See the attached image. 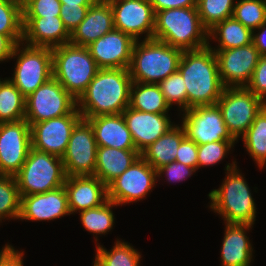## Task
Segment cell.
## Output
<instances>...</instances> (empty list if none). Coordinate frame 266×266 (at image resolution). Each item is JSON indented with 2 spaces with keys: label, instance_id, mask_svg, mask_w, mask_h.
I'll list each match as a JSON object with an SVG mask.
<instances>
[{
  "label": "cell",
  "instance_id": "4316f807",
  "mask_svg": "<svg viewBox=\"0 0 266 266\" xmlns=\"http://www.w3.org/2000/svg\"><path fill=\"white\" fill-rule=\"evenodd\" d=\"M186 137L184 128L174 125L154 143L150 144L141 153V157L150 164L156 171L175 161L178 147Z\"/></svg>",
  "mask_w": 266,
  "mask_h": 266
},
{
  "label": "cell",
  "instance_id": "ac0fdd59",
  "mask_svg": "<svg viewBox=\"0 0 266 266\" xmlns=\"http://www.w3.org/2000/svg\"><path fill=\"white\" fill-rule=\"evenodd\" d=\"M135 39L113 29L87 46L99 69H129Z\"/></svg>",
  "mask_w": 266,
  "mask_h": 266
},
{
  "label": "cell",
  "instance_id": "277c9868",
  "mask_svg": "<svg viewBox=\"0 0 266 266\" xmlns=\"http://www.w3.org/2000/svg\"><path fill=\"white\" fill-rule=\"evenodd\" d=\"M225 169L227 175L220 188L208 194L210 208L223 216L225 223L254 225L256 204L246 180L237 169L235 161L228 163Z\"/></svg>",
  "mask_w": 266,
  "mask_h": 266
},
{
  "label": "cell",
  "instance_id": "681fc988",
  "mask_svg": "<svg viewBox=\"0 0 266 266\" xmlns=\"http://www.w3.org/2000/svg\"><path fill=\"white\" fill-rule=\"evenodd\" d=\"M62 5L77 6V5H92L96 0H59Z\"/></svg>",
  "mask_w": 266,
  "mask_h": 266
},
{
  "label": "cell",
  "instance_id": "d6a6232c",
  "mask_svg": "<svg viewBox=\"0 0 266 266\" xmlns=\"http://www.w3.org/2000/svg\"><path fill=\"white\" fill-rule=\"evenodd\" d=\"M115 206L118 205L108 199L99 207L81 211L79 212L81 223L87 231L96 235H105L114 225L115 218L111 209Z\"/></svg>",
  "mask_w": 266,
  "mask_h": 266
},
{
  "label": "cell",
  "instance_id": "ffe728a7",
  "mask_svg": "<svg viewBox=\"0 0 266 266\" xmlns=\"http://www.w3.org/2000/svg\"><path fill=\"white\" fill-rule=\"evenodd\" d=\"M70 214L64 186L40 194L21 196V220L49 221Z\"/></svg>",
  "mask_w": 266,
  "mask_h": 266
},
{
  "label": "cell",
  "instance_id": "bcb514c9",
  "mask_svg": "<svg viewBox=\"0 0 266 266\" xmlns=\"http://www.w3.org/2000/svg\"><path fill=\"white\" fill-rule=\"evenodd\" d=\"M154 12L174 8L197 7V0H149Z\"/></svg>",
  "mask_w": 266,
  "mask_h": 266
},
{
  "label": "cell",
  "instance_id": "1f68e13d",
  "mask_svg": "<svg viewBox=\"0 0 266 266\" xmlns=\"http://www.w3.org/2000/svg\"><path fill=\"white\" fill-rule=\"evenodd\" d=\"M98 244L93 266H139L141 254L128 242L116 240L110 251Z\"/></svg>",
  "mask_w": 266,
  "mask_h": 266
},
{
  "label": "cell",
  "instance_id": "60d3db41",
  "mask_svg": "<svg viewBox=\"0 0 266 266\" xmlns=\"http://www.w3.org/2000/svg\"><path fill=\"white\" fill-rule=\"evenodd\" d=\"M246 88L266 103V55L260 56Z\"/></svg>",
  "mask_w": 266,
  "mask_h": 266
},
{
  "label": "cell",
  "instance_id": "cb8c5ba5",
  "mask_svg": "<svg viewBox=\"0 0 266 266\" xmlns=\"http://www.w3.org/2000/svg\"><path fill=\"white\" fill-rule=\"evenodd\" d=\"M86 120L92 126L97 146L136 150L122 114L99 115Z\"/></svg>",
  "mask_w": 266,
  "mask_h": 266
},
{
  "label": "cell",
  "instance_id": "ba28073f",
  "mask_svg": "<svg viewBox=\"0 0 266 266\" xmlns=\"http://www.w3.org/2000/svg\"><path fill=\"white\" fill-rule=\"evenodd\" d=\"M16 44L11 58H16L13 77L9 80L26 98L53 77L52 49ZM24 46L20 47V46Z\"/></svg>",
  "mask_w": 266,
  "mask_h": 266
},
{
  "label": "cell",
  "instance_id": "7402d4cb",
  "mask_svg": "<svg viewBox=\"0 0 266 266\" xmlns=\"http://www.w3.org/2000/svg\"><path fill=\"white\" fill-rule=\"evenodd\" d=\"M70 41V33L60 16L23 17V43L35 47L55 48Z\"/></svg>",
  "mask_w": 266,
  "mask_h": 266
},
{
  "label": "cell",
  "instance_id": "d4e9b609",
  "mask_svg": "<svg viewBox=\"0 0 266 266\" xmlns=\"http://www.w3.org/2000/svg\"><path fill=\"white\" fill-rule=\"evenodd\" d=\"M221 249L222 266H250L253 249L247 230L251 224L226 223Z\"/></svg>",
  "mask_w": 266,
  "mask_h": 266
},
{
  "label": "cell",
  "instance_id": "f1b7e54d",
  "mask_svg": "<svg viewBox=\"0 0 266 266\" xmlns=\"http://www.w3.org/2000/svg\"><path fill=\"white\" fill-rule=\"evenodd\" d=\"M211 37V38H210ZM253 31L245 27L233 17L225 19L216 24L208 31L209 39H218V48L208 46L211 49H233L243 47L252 43Z\"/></svg>",
  "mask_w": 266,
  "mask_h": 266
},
{
  "label": "cell",
  "instance_id": "f907efd6",
  "mask_svg": "<svg viewBox=\"0 0 266 266\" xmlns=\"http://www.w3.org/2000/svg\"><path fill=\"white\" fill-rule=\"evenodd\" d=\"M23 8L29 0H7Z\"/></svg>",
  "mask_w": 266,
  "mask_h": 266
},
{
  "label": "cell",
  "instance_id": "52a82bcc",
  "mask_svg": "<svg viewBox=\"0 0 266 266\" xmlns=\"http://www.w3.org/2000/svg\"><path fill=\"white\" fill-rule=\"evenodd\" d=\"M66 177L61 157L33 148L15 175L20 196L40 194L60 188L64 185Z\"/></svg>",
  "mask_w": 266,
  "mask_h": 266
},
{
  "label": "cell",
  "instance_id": "3957f363",
  "mask_svg": "<svg viewBox=\"0 0 266 266\" xmlns=\"http://www.w3.org/2000/svg\"><path fill=\"white\" fill-rule=\"evenodd\" d=\"M153 39L182 51L208 46V31L203 27L197 7L155 12Z\"/></svg>",
  "mask_w": 266,
  "mask_h": 266
},
{
  "label": "cell",
  "instance_id": "6da1fadb",
  "mask_svg": "<svg viewBox=\"0 0 266 266\" xmlns=\"http://www.w3.org/2000/svg\"><path fill=\"white\" fill-rule=\"evenodd\" d=\"M131 84L129 69H99L77 99L82 118L122 114L129 107Z\"/></svg>",
  "mask_w": 266,
  "mask_h": 266
},
{
  "label": "cell",
  "instance_id": "7dc6e473",
  "mask_svg": "<svg viewBox=\"0 0 266 266\" xmlns=\"http://www.w3.org/2000/svg\"><path fill=\"white\" fill-rule=\"evenodd\" d=\"M256 32L258 33L256 34ZM252 43L261 56L266 55V22L259 28L253 30Z\"/></svg>",
  "mask_w": 266,
  "mask_h": 266
},
{
  "label": "cell",
  "instance_id": "d590c367",
  "mask_svg": "<svg viewBox=\"0 0 266 266\" xmlns=\"http://www.w3.org/2000/svg\"><path fill=\"white\" fill-rule=\"evenodd\" d=\"M21 196L15 176L0 175V222L6 217L19 219Z\"/></svg>",
  "mask_w": 266,
  "mask_h": 266
},
{
  "label": "cell",
  "instance_id": "484cf974",
  "mask_svg": "<svg viewBox=\"0 0 266 266\" xmlns=\"http://www.w3.org/2000/svg\"><path fill=\"white\" fill-rule=\"evenodd\" d=\"M137 150L97 147L94 176L106 186L126 171L139 157Z\"/></svg>",
  "mask_w": 266,
  "mask_h": 266
},
{
  "label": "cell",
  "instance_id": "83f0119b",
  "mask_svg": "<svg viewBox=\"0 0 266 266\" xmlns=\"http://www.w3.org/2000/svg\"><path fill=\"white\" fill-rule=\"evenodd\" d=\"M129 107L155 114L168 113L170 110L158 84L134 81L130 87Z\"/></svg>",
  "mask_w": 266,
  "mask_h": 266
},
{
  "label": "cell",
  "instance_id": "44dd1931",
  "mask_svg": "<svg viewBox=\"0 0 266 266\" xmlns=\"http://www.w3.org/2000/svg\"><path fill=\"white\" fill-rule=\"evenodd\" d=\"M63 186L71 214L99 207L108 200L107 186L94 175L67 176Z\"/></svg>",
  "mask_w": 266,
  "mask_h": 266
},
{
  "label": "cell",
  "instance_id": "7bdbcfd3",
  "mask_svg": "<svg viewBox=\"0 0 266 266\" xmlns=\"http://www.w3.org/2000/svg\"><path fill=\"white\" fill-rule=\"evenodd\" d=\"M197 170L193 167L186 166L183 163L172 161L171 163L159 168L157 170V178L161 177L162 174H166L169 182H180L188 177L192 176Z\"/></svg>",
  "mask_w": 266,
  "mask_h": 266
},
{
  "label": "cell",
  "instance_id": "8d00e7d4",
  "mask_svg": "<svg viewBox=\"0 0 266 266\" xmlns=\"http://www.w3.org/2000/svg\"><path fill=\"white\" fill-rule=\"evenodd\" d=\"M232 17L253 31L266 22V0H239Z\"/></svg>",
  "mask_w": 266,
  "mask_h": 266
},
{
  "label": "cell",
  "instance_id": "5b68a950",
  "mask_svg": "<svg viewBox=\"0 0 266 266\" xmlns=\"http://www.w3.org/2000/svg\"><path fill=\"white\" fill-rule=\"evenodd\" d=\"M182 54V50L157 39L136 40L129 66L132 81L159 84L178 70Z\"/></svg>",
  "mask_w": 266,
  "mask_h": 266
},
{
  "label": "cell",
  "instance_id": "b9f144b4",
  "mask_svg": "<svg viewBox=\"0 0 266 266\" xmlns=\"http://www.w3.org/2000/svg\"><path fill=\"white\" fill-rule=\"evenodd\" d=\"M90 6L91 5L61 6L60 18L70 34L85 18Z\"/></svg>",
  "mask_w": 266,
  "mask_h": 266
},
{
  "label": "cell",
  "instance_id": "7a4b0ae2",
  "mask_svg": "<svg viewBox=\"0 0 266 266\" xmlns=\"http://www.w3.org/2000/svg\"><path fill=\"white\" fill-rule=\"evenodd\" d=\"M178 71L187 91V109L217 104L225 88L221 82L215 52L206 46L183 51Z\"/></svg>",
  "mask_w": 266,
  "mask_h": 266
},
{
  "label": "cell",
  "instance_id": "c3c4849f",
  "mask_svg": "<svg viewBox=\"0 0 266 266\" xmlns=\"http://www.w3.org/2000/svg\"><path fill=\"white\" fill-rule=\"evenodd\" d=\"M16 44L5 35H0V61L10 60Z\"/></svg>",
  "mask_w": 266,
  "mask_h": 266
},
{
  "label": "cell",
  "instance_id": "5bb4252c",
  "mask_svg": "<svg viewBox=\"0 0 266 266\" xmlns=\"http://www.w3.org/2000/svg\"><path fill=\"white\" fill-rule=\"evenodd\" d=\"M97 147L91 124L82 118L74 127L62 156L66 176L94 175Z\"/></svg>",
  "mask_w": 266,
  "mask_h": 266
},
{
  "label": "cell",
  "instance_id": "4fadbf2b",
  "mask_svg": "<svg viewBox=\"0 0 266 266\" xmlns=\"http://www.w3.org/2000/svg\"><path fill=\"white\" fill-rule=\"evenodd\" d=\"M31 148V128L25 119L0 123V175L15 176Z\"/></svg>",
  "mask_w": 266,
  "mask_h": 266
},
{
  "label": "cell",
  "instance_id": "e575fe53",
  "mask_svg": "<svg viewBox=\"0 0 266 266\" xmlns=\"http://www.w3.org/2000/svg\"><path fill=\"white\" fill-rule=\"evenodd\" d=\"M234 6V0H197L198 14L207 31L221 21L231 18Z\"/></svg>",
  "mask_w": 266,
  "mask_h": 266
},
{
  "label": "cell",
  "instance_id": "f35d334b",
  "mask_svg": "<svg viewBox=\"0 0 266 266\" xmlns=\"http://www.w3.org/2000/svg\"><path fill=\"white\" fill-rule=\"evenodd\" d=\"M235 141L224 140L198 145L197 170L200 167L215 165L223 160L230 149L233 148Z\"/></svg>",
  "mask_w": 266,
  "mask_h": 266
},
{
  "label": "cell",
  "instance_id": "9c48e42d",
  "mask_svg": "<svg viewBox=\"0 0 266 266\" xmlns=\"http://www.w3.org/2000/svg\"><path fill=\"white\" fill-rule=\"evenodd\" d=\"M217 104L229 133L237 142L266 105L246 87H225Z\"/></svg>",
  "mask_w": 266,
  "mask_h": 266
},
{
  "label": "cell",
  "instance_id": "8992f818",
  "mask_svg": "<svg viewBox=\"0 0 266 266\" xmlns=\"http://www.w3.org/2000/svg\"><path fill=\"white\" fill-rule=\"evenodd\" d=\"M53 77L76 100L99 70L87 47L71 43L52 48Z\"/></svg>",
  "mask_w": 266,
  "mask_h": 266
},
{
  "label": "cell",
  "instance_id": "ee69618b",
  "mask_svg": "<svg viewBox=\"0 0 266 266\" xmlns=\"http://www.w3.org/2000/svg\"><path fill=\"white\" fill-rule=\"evenodd\" d=\"M197 153L198 145L185 137L178 147L175 161L197 169Z\"/></svg>",
  "mask_w": 266,
  "mask_h": 266
},
{
  "label": "cell",
  "instance_id": "f6af8a7d",
  "mask_svg": "<svg viewBox=\"0 0 266 266\" xmlns=\"http://www.w3.org/2000/svg\"><path fill=\"white\" fill-rule=\"evenodd\" d=\"M23 255V252H19L11 245L6 244L0 250V266H23Z\"/></svg>",
  "mask_w": 266,
  "mask_h": 266
},
{
  "label": "cell",
  "instance_id": "7c38bea8",
  "mask_svg": "<svg viewBox=\"0 0 266 266\" xmlns=\"http://www.w3.org/2000/svg\"><path fill=\"white\" fill-rule=\"evenodd\" d=\"M181 118L186 137L197 145L235 140L225 125L218 104L189 108L183 111Z\"/></svg>",
  "mask_w": 266,
  "mask_h": 266
},
{
  "label": "cell",
  "instance_id": "74e56055",
  "mask_svg": "<svg viewBox=\"0 0 266 266\" xmlns=\"http://www.w3.org/2000/svg\"><path fill=\"white\" fill-rule=\"evenodd\" d=\"M161 92L164 95L166 103L172 107L173 103L177 104L181 111L187 110V91L184 79L177 70L159 84Z\"/></svg>",
  "mask_w": 266,
  "mask_h": 266
},
{
  "label": "cell",
  "instance_id": "8fae6325",
  "mask_svg": "<svg viewBox=\"0 0 266 266\" xmlns=\"http://www.w3.org/2000/svg\"><path fill=\"white\" fill-rule=\"evenodd\" d=\"M157 171L141 156L108 186V199L117 205L137 202L152 191Z\"/></svg>",
  "mask_w": 266,
  "mask_h": 266
},
{
  "label": "cell",
  "instance_id": "2e32d148",
  "mask_svg": "<svg viewBox=\"0 0 266 266\" xmlns=\"http://www.w3.org/2000/svg\"><path fill=\"white\" fill-rule=\"evenodd\" d=\"M113 11L114 29L139 40L152 39L155 26V12L149 0H107Z\"/></svg>",
  "mask_w": 266,
  "mask_h": 266
},
{
  "label": "cell",
  "instance_id": "30bf717a",
  "mask_svg": "<svg viewBox=\"0 0 266 266\" xmlns=\"http://www.w3.org/2000/svg\"><path fill=\"white\" fill-rule=\"evenodd\" d=\"M76 108L77 100L52 77L25 98V120L31 125L71 114Z\"/></svg>",
  "mask_w": 266,
  "mask_h": 266
},
{
  "label": "cell",
  "instance_id": "836d02e7",
  "mask_svg": "<svg viewBox=\"0 0 266 266\" xmlns=\"http://www.w3.org/2000/svg\"><path fill=\"white\" fill-rule=\"evenodd\" d=\"M0 35L8 36L15 44L23 41L22 8L7 0H0Z\"/></svg>",
  "mask_w": 266,
  "mask_h": 266
},
{
  "label": "cell",
  "instance_id": "603a6c76",
  "mask_svg": "<svg viewBox=\"0 0 266 266\" xmlns=\"http://www.w3.org/2000/svg\"><path fill=\"white\" fill-rule=\"evenodd\" d=\"M114 29L113 11L107 0H96L85 18L70 34L69 43L87 47Z\"/></svg>",
  "mask_w": 266,
  "mask_h": 266
},
{
  "label": "cell",
  "instance_id": "9a60e30c",
  "mask_svg": "<svg viewBox=\"0 0 266 266\" xmlns=\"http://www.w3.org/2000/svg\"><path fill=\"white\" fill-rule=\"evenodd\" d=\"M81 119L82 116L76 108L71 114L32 123V148L62 158L71 133Z\"/></svg>",
  "mask_w": 266,
  "mask_h": 266
},
{
  "label": "cell",
  "instance_id": "ab89813d",
  "mask_svg": "<svg viewBox=\"0 0 266 266\" xmlns=\"http://www.w3.org/2000/svg\"><path fill=\"white\" fill-rule=\"evenodd\" d=\"M61 6L59 0H29L22 8V14L23 17L60 16Z\"/></svg>",
  "mask_w": 266,
  "mask_h": 266
},
{
  "label": "cell",
  "instance_id": "e0dca14e",
  "mask_svg": "<svg viewBox=\"0 0 266 266\" xmlns=\"http://www.w3.org/2000/svg\"><path fill=\"white\" fill-rule=\"evenodd\" d=\"M212 50L217 57L223 86L246 87L261 56L254 44L233 49Z\"/></svg>",
  "mask_w": 266,
  "mask_h": 266
},
{
  "label": "cell",
  "instance_id": "4dcf8cb0",
  "mask_svg": "<svg viewBox=\"0 0 266 266\" xmlns=\"http://www.w3.org/2000/svg\"><path fill=\"white\" fill-rule=\"evenodd\" d=\"M25 119V97L7 78L0 82V123Z\"/></svg>",
  "mask_w": 266,
  "mask_h": 266
},
{
  "label": "cell",
  "instance_id": "d6986e66",
  "mask_svg": "<svg viewBox=\"0 0 266 266\" xmlns=\"http://www.w3.org/2000/svg\"><path fill=\"white\" fill-rule=\"evenodd\" d=\"M122 115L139 153L175 125L168 117V113L155 114L127 107Z\"/></svg>",
  "mask_w": 266,
  "mask_h": 266
},
{
  "label": "cell",
  "instance_id": "f546056e",
  "mask_svg": "<svg viewBox=\"0 0 266 266\" xmlns=\"http://www.w3.org/2000/svg\"><path fill=\"white\" fill-rule=\"evenodd\" d=\"M242 139L246 151L258 167L263 169L266 165V105L257 114Z\"/></svg>",
  "mask_w": 266,
  "mask_h": 266
}]
</instances>
